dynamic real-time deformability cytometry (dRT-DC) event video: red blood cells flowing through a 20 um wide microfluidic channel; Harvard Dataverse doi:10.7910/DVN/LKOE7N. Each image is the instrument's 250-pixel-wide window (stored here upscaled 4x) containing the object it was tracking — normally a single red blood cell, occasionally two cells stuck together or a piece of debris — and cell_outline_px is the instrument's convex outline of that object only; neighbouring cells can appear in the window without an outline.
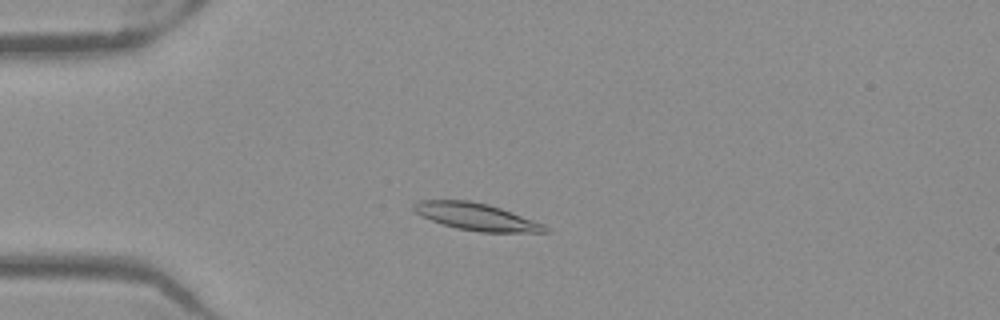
{"species": "Egyptian fruit bat (a non-hibernating species)", "species_latin": "Rousettus aegyptiacus", "temperature_condition": "warm", "stored_images_in_passage": 50, "camera_frame_rate_fps": 3000, "um_per_image_px": 0.085, "frame": {"image": 1, "passage_image": 12, "time_ms": 3.667, "image_size_px": [1000, 320], "cell_outline_px": [[552, 228], [548, 232], [480, 232], [456, 228], [432, 220], [416, 212], [412, 208], [412, 204], [420, 200], [468, 200], [488, 204], [500, 208], [544, 224]], "centroid_in_image_um": [40.51, 18.42], "position_along_channel_um": 44.5, "area_um2": 20.58}}
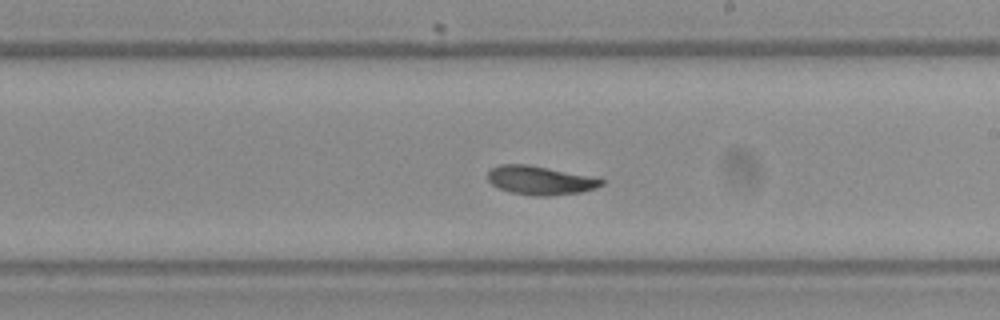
{"frame": {"image": 2, "passage_image": 29, "time_ms": 9.333, "image_size_px": [1000, 320], "cell_outline_px": [[604, 184], [596, 188], [580, 192], [548, 196], [536, 196], [512, 192], [500, 188], [492, 184], [488, 180], [488, 172], [492, 168], [500, 164], [528, 164], [600, 176], [604, 180]], "centroid_in_image_um": [46.01, 15.31], "position_along_channel_um": 243.0, "area_um2": 19.42}}
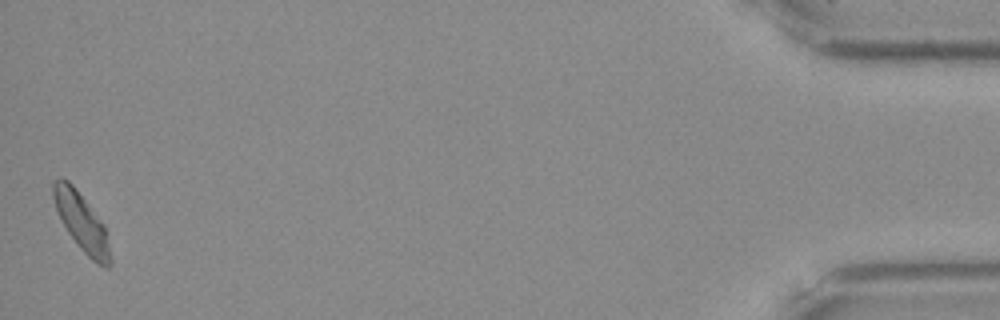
{"frame": {"image": 3, "passage_image": 50, "time_ms": 16.333, "image_size_px": [1000, 320], "cell_outline_px": [[112, 264], [108, 268], [96, 264], [80, 248], [68, 232], [56, 208], [52, 196], [52, 184], [60, 176], [68, 180], [72, 184], [104, 224], [112, 260]], "centroid_in_image_um": [6.95, 18.89], "position_along_channel_um": 428.3, "area_um2": 18.96}, "authors_computed_cell_mechanics": {"area_um2": 19.3919, "velocity_mm_per_s": 3.9212, "shape_relaxation_time_tau1_ms": 4.5088, "shape_relaxation_time_tau2_ms": 1.7327, "deformation_change_tau1": 0.1461, "deformation_change_tau2": 0.0716}}